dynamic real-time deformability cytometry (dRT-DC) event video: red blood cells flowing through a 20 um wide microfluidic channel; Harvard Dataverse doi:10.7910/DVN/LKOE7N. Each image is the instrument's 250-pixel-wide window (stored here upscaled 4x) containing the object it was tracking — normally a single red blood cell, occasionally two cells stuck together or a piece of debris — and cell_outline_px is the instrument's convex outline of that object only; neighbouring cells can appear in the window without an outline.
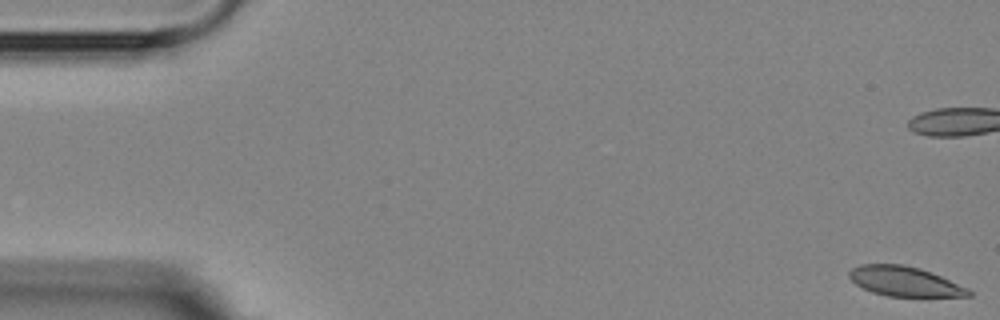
{"species": "Egyptian fruit bat (a non-hibernating species)", "species_latin": "Rousettus aegyptiacus", "temperature_condition": "room temperature", "stored_images_in_passage": 6, "camera_frame_rate_fps": 3000, "um_per_image_px": 0.085, "animal": {"sex": "female"}, "frame": {"image": 1, "passage_image": 1, "time_ms": 0.0, "image_size_px": [1000, 320], "cell_outline_px": [[972, 296], [888, 296], [872, 292], [856, 284], [848, 276], [848, 272], [852, 268], [860, 264], [904, 264], [920, 268], [940, 276], [968, 288], [972, 292]], "centroid_in_image_um": [76.87, 23.91], "position_along_channel_um": 8.1, "area_um2": 20.52}}